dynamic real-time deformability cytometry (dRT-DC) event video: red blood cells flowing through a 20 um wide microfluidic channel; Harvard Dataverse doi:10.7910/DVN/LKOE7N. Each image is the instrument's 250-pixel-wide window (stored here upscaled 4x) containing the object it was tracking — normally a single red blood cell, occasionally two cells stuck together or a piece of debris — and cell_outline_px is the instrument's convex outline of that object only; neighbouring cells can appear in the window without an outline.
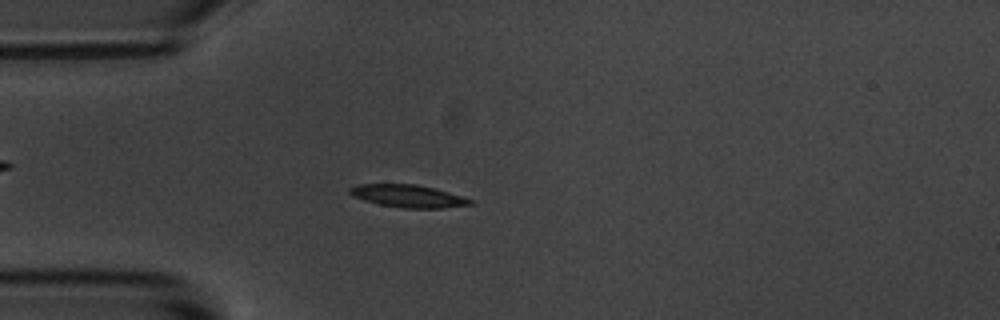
{"species": "common noctule bat (a hibernating species)", "species_latin": "Nyctalus noctula", "temperature_condition": "room temperature", "stored_images_in_passage": 4, "camera_frame_rate_fps": 3000, "um_per_image_px": 0.085, "animal": {"sex": "male", "body_mass_g": 20.1, "forearm_length_mm": 53.5}, "frame": {"image": 1, "passage_image": 4, "time_ms": 4.0, "image_size_px": [1000, 320], "cell_outline_px": [[472, 204], [440, 208], [404, 208], [380, 204], [364, 200], [352, 196], [348, 192], [348, 188], [356, 184], [416, 184], [448, 192], [472, 200]], "centroid_in_image_um": [34.61, 16.65], "position_along_channel_um": 50.4, "area_um2": 15.61}}